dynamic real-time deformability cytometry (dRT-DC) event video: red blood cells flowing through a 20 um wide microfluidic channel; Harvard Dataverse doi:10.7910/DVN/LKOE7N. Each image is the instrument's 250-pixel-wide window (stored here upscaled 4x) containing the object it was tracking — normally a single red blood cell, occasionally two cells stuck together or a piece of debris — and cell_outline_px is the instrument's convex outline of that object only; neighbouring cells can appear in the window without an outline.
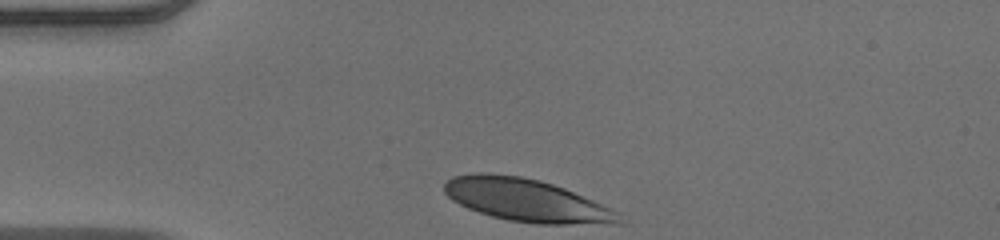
{"species": "human", "species_latin": "Homo sapiens", "temperature_condition": "warm", "stored_images_in_passage": 31, "camera_frame_rate_fps": 3000, "um_per_image_px": 0.085, "donor": {"sex": "male"}, "frame": {"image": 1, "passage_image": 1, "time_ms": 0.0, "image_size_px": [1000, 240], "cell_outline_px": [[612, 220], [564, 224], [536, 224], [508, 220], [492, 216], [468, 208], [452, 200], [444, 192], [444, 184], [452, 176], [520, 176], [540, 180], [564, 188], [600, 204], [608, 208]], "centroid_in_image_um": [44.53, 17.01], "position_along_channel_um": 40.5, "area_um2": 40.52}}
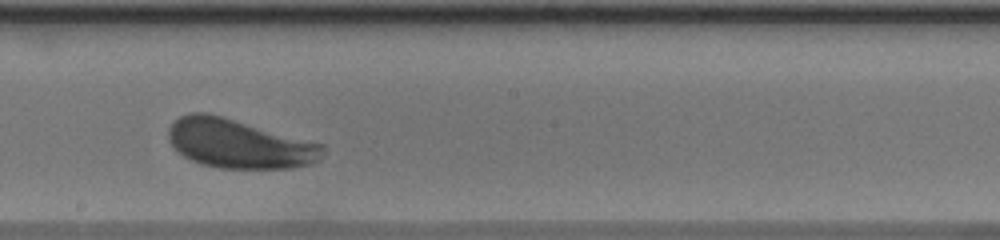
{"frame": {"image": 2, "passage_image": 18, "time_ms": 5.667, "image_size_px": [1000, 240], "cell_outline_px": [[324, 148], [320, 160], [312, 164], [292, 168], [220, 168], [204, 164], [192, 160], [184, 156], [168, 140], [168, 128], [180, 116], [188, 112], [208, 112], [324, 144]], "centroid_in_image_um": [20.34, 12.2], "position_along_channel_um": 227.9, "area_um2": 44.04}}
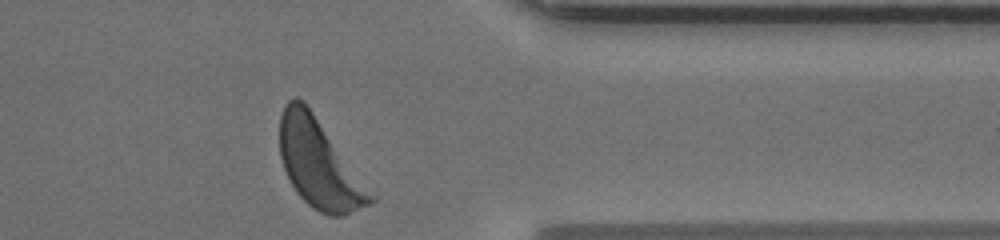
{"frame": {"image": 3, "passage_image": 31, "time_ms": 10.0, "image_size_px": [1000, 240], "cell_outline_px": [[376, 200], [372, 204], [344, 216], [328, 216], [312, 208], [296, 192], [284, 168], [280, 156], [280, 116], [288, 100], [296, 96], [304, 100], [376, 196]], "centroid_in_image_um": [27.15, 13.95], "position_along_channel_um": 384.3, "area_um2": 46.64}, "authors_computed_cell_mechanics": {"area_um2": 43.4656, "velocity_mm_per_s": 3.8738, "shape_relaxation_time_tau1_ms": 2.3435, "shape_relaxation_time_tau2_ms": null, "deformation_change_tau1": 0.1476, "deformation_change_tau2": null}}